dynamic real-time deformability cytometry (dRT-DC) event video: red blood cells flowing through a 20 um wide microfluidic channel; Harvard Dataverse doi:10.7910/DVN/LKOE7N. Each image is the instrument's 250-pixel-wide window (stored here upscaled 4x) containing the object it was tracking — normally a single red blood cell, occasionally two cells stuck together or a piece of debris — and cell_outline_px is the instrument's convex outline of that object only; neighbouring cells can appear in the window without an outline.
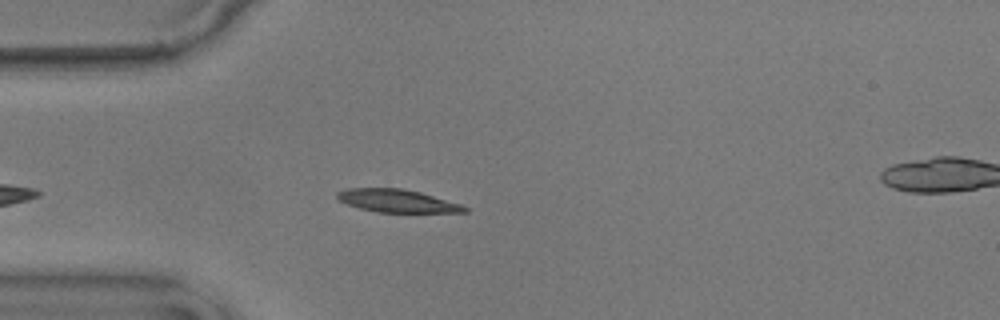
{"species": "common noctule bat (a hibernating species)", "species_latin": "Nyctalus noctula", "temperature_condition": "warm", "stored_images_in_passage": 39, "camera_frame_rate_fps": 3000, "um_per_image_px": 0.085, "animal": {"sex": "male", "body_mass_g": 17.9}, "frame": {"image": 1, "passage_image": 1, "time_ms": 0.0, "image_size_px": [1000, 320], "cell_outline_px": [[468, 212], [376, 212], [360, 208], [348, 204], [340, 200], [336, 196], [336, 192], [348, 188], [400, 188], [420, 192], [460, 204], [468, 208]], "centroid_in_image_um": [33.74, 17.07], "position_along_channel_um": 51.3, "area_um2": 16.76}}
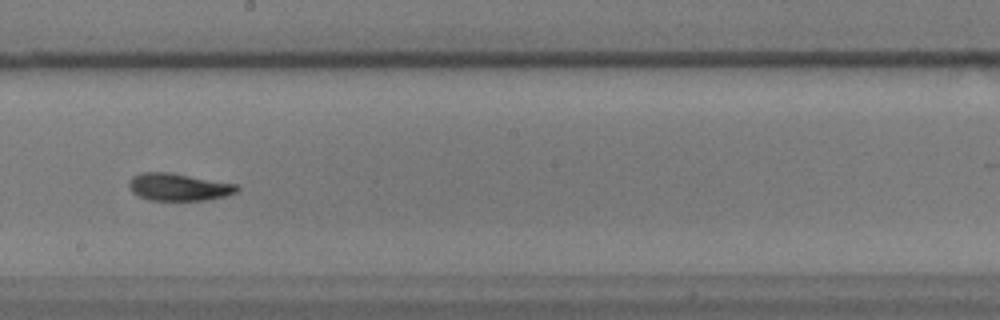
{"frame": {"image": 2, "passage_image": 17, "time_ms": 5.333, "image_size_px": [1000, 320], "cell_outline_px": [[240, 188], [236, 192], [224, 196], [208, 200], [148, 200], [132, 192], [128, 188], [128, 180], [132, 176], [140, 172], [172, 172], [236, 184]], "centroid_in_image_um": [15.14, 15.88], "position_along_channel_um": 233.1, "area_um2": 17.4}}
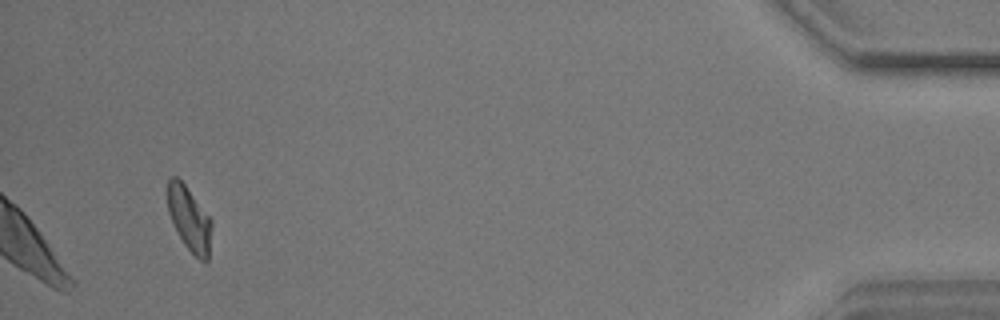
{"frame": {"image": 3, "passage_image": 39, "time_ms": 12.667, "image_size_px": [1000, 320], "cell_outline_px": [[212, 224], [208, 260], [204, 264], [184, 244], [172, 224], [168, 212], [168, 180], [172, 176], [176, 176], [184, 184], [212, 220]], "centroid_in_image_um": [16.09, 18.63], "position_along_channel_um": 419.1, "area_um2": 16.36}, "authors_computed_cell_mechanics": {"area_um2": 17.5134, "velocity_mm_per_s": 3.5673, "shape_relaxation_time_tau1_ms": 4.8429, "shape_relaxation_time_tau2_ms": 2.6096, "deformation_change_tau1": 0.1443, "deformation_change_tau2": 0.076}}